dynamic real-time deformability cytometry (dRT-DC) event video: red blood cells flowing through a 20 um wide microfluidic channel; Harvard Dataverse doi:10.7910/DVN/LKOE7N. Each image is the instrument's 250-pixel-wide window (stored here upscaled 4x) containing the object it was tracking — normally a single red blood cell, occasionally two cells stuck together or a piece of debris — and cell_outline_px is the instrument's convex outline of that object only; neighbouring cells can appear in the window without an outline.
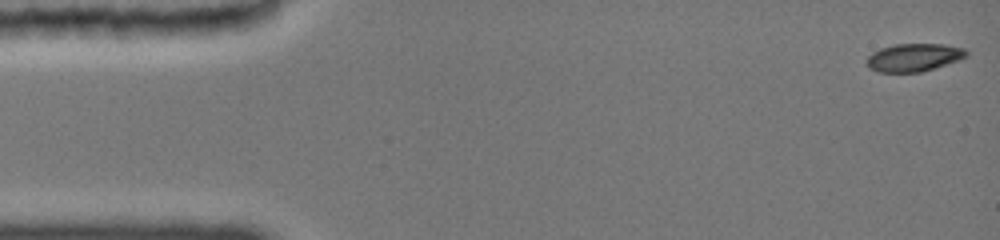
{"species": "common noctule bat (a hibernating species)", "species_latin": "Nyctalus noctula", "temperature_condition": "cold", "stored_images_in_passage": 46, "camera_frame_rate_fps": 3000, "um_per_image_px": 0.085, "animal": {"sex": "female", "body_mass_g": 19.0, "forearm_length_mm": 51.5}, "frame": {"image": 1, "passage_image": 1, "time_ms": 0.0, "image_size_px": [1000, 240], "cell_outline_px": [[968, 56], [960, 60], [920, 72], [880, 72], [868, 68], [864, 60], [872, 52], [880, 48], [896, 44], [944, 44], [964, 48], [968, 52]], "centroid_in_image_um": [77.66, 4.88], "position_along_channel_um": 7.3, "area_um2": 16.36}}
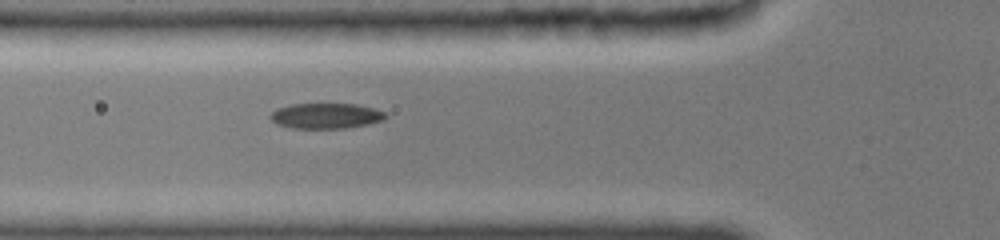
{"frame": {"image": 2, "passage_image": 32, "time_ms": 5.333, "image_size_px": [1000, 240], "cell_outline_px": [[388, 116], [380, 120], [364, 124], [340, 128], [296, 128], [280, 124], [272, 120], [268, 116], [276, 108], [292, 104], [356, 104], [372, 108], [384, 112]], "centroid_in_image_um": [27.66, 9.83], "position_along_channel_um": 98.1, "area_um2": 16.59}}
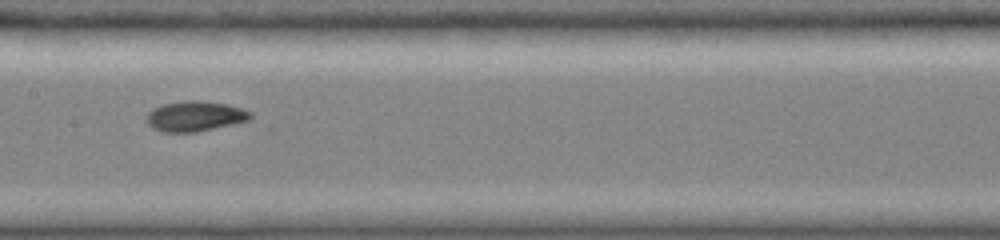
{"frame": {"image": 3, "passage_image": 45, "time_ms": 7.667, "image_size_px": [1000, 240], "cell_outline_px": [[252, 116], [248, 120], [212, 128], [192, 132], [164, 132], [148, 124], [148, 112], [152, 108], [160, 104], [188, 100], [200, 100], [228, 104], [240, 108], [248, 112]], "centroid_in_image_um": [16.53, 9.85], "position_along_channel_um": 190.9, "area_um2": 17.86}}